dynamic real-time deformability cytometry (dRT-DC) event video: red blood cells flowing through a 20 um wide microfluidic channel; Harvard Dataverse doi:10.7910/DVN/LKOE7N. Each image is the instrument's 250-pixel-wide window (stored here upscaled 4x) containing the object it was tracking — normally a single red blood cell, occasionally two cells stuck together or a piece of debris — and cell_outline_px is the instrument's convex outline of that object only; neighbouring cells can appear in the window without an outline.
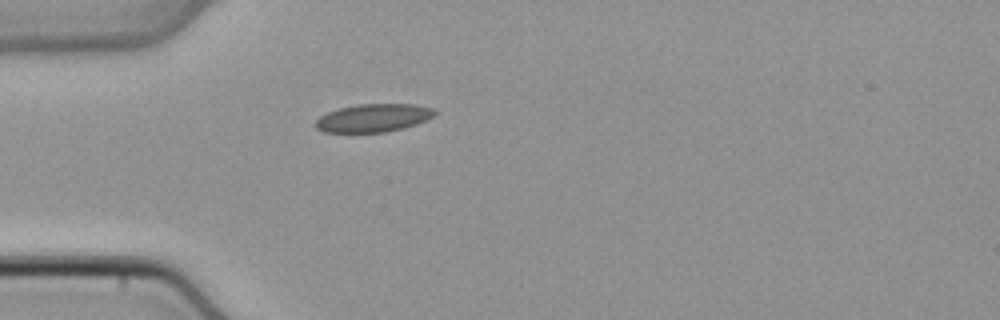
{"species": "common noctule bat (a hibernating species)", "species_latin": "Nyctalus noctula", "temperature_condition": "cold", "stored_images_in_passage": 29, "camera_frame_rate_fps": 3000, "um_per_image_px": 0.085, "animal": {"sex": "male", "body_mass_g": 21.5, "forearm_length_mm": 52.0}, "frame": {"image": 1, "passage_image": 1, "time_ms": 0.0, "image_size_px": [1000, 320], "cell_outline_px": [[436, 112], [432, 116], [416, 124], [384, 132], [324, 132], [316, 128], [312, 124], [320, 116], [328, 112], [340, 108], [356, 104], [416, 104], [432, 108]], "centroid_in_image_um": [31.68, 10.02], "position_along_channel_um": 53.3, "area_um2": 19.31}}
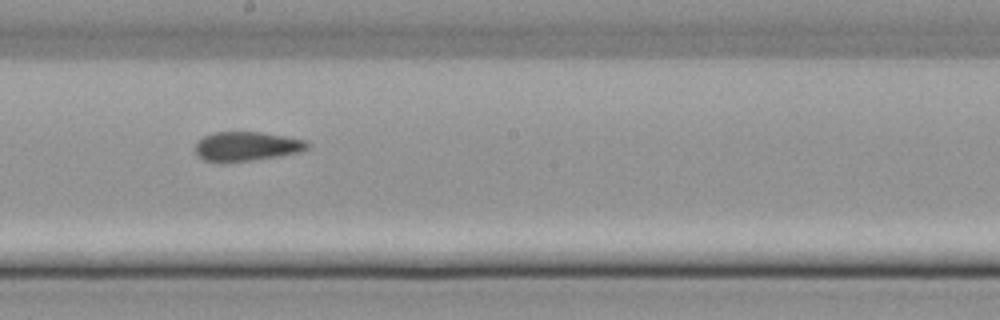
{"frame": {"image": 2, "passage_image": 14, "time_ms": 4.333, "image_size_px": [1000, 320], "cell_outline_px": [[308, 148], [300, 152], [252, 160], [224, 164], [220, 164], [204, 160], [196, 152], [196, 144], [204, 136], [216, 132], [260, 132], [284, 136], [304, 140], [308, 144]], "centroid_in_image_um": [20.92, 12.46], "position_along_channel_um": 227.3, "area_um2": 19.07}}
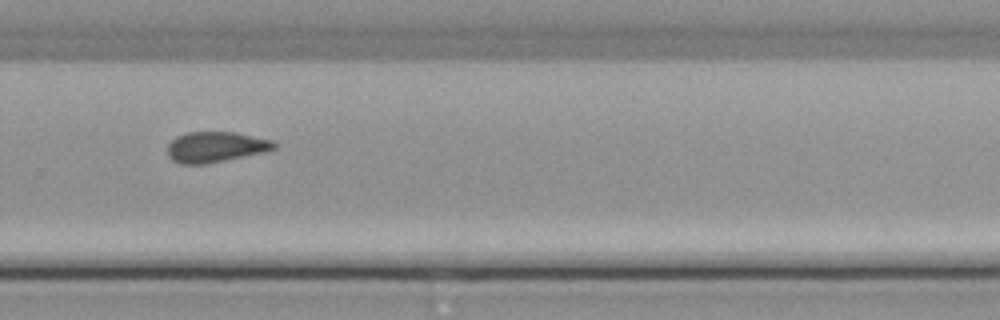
{"frame": {"image": 3, "passage_image": 20, "time_ms": 6.333, "image_size_px": [1000, 320], "cell_outline_px": [[276, 148], [268, 152], [208, 164], [180, 164], [172, 160], [168, 156], [168, 144], [176, 136], [188, 132], [236, 132], [272, 140], [276, 144]], "centroid_in_image_um": [18.35, 12.5], "position_along_channel_um": 311.4, "area_um2": 19.31}}